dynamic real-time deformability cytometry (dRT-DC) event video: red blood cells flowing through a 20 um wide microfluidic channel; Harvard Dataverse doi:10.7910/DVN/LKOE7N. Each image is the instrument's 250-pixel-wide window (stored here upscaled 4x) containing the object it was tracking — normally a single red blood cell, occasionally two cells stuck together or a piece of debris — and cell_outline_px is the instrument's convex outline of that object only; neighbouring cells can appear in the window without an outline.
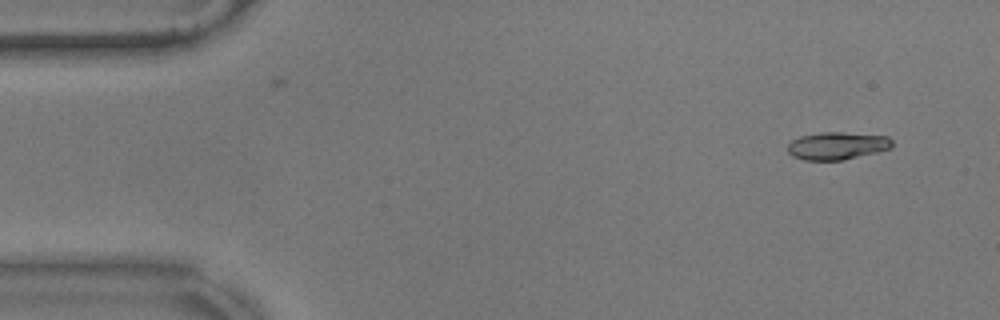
{"species": "common noctule bat (a hibernating species)", "species_latin": "Nyctalus noctula", "temperature_condition": "warm", "stored_images_in_passage": 54, "camera_frame_rate_fps": 3000, "um_per_image_px": 0.085, "animal": {"sex": "male", "body_mass_g": 17.9}, "frame": {"image": 1, "passage_image": 2, "time_ms": 0.333, "image_size_px": [1000, 320], "cell_outline_px": [[892, 148], [844, 160], [804, 160], [792, 156], [788, 152], [788, 144], [792, 140], [800, 136], [820, 132], [844, 132], [888, 136], [892, 140]], "centroid_in_image_um": [71.15, 12.39], "position_along_channel_um": 13.8, "area_um2": 16.88}}
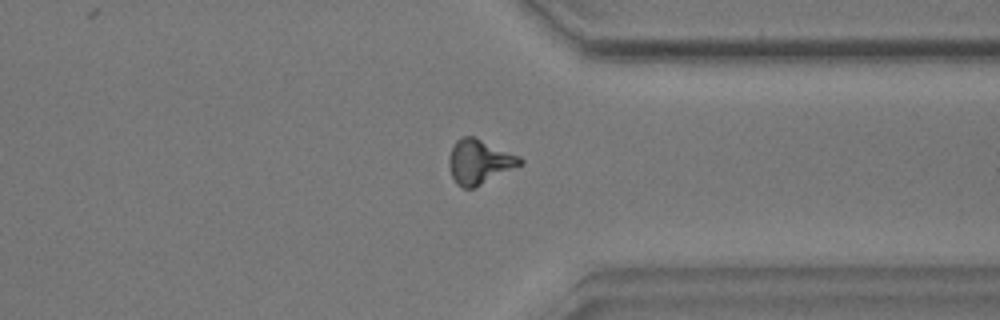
{"frame": {"image": 2, "passage_image": 41, "time_ms": 13.333, "image_size_px": [1000, 320], "cell_outline_px": [[524, 164], [472, 188], [464, 188], [456, 184], [452, 176], [448, 164], [448, 156], [456, 140], [464, 136], [472, 136], [520, 156], [524, 160]], "centroid_in_image_um": [40.74, 13.75], "position_along_channel_um": 370.7, "area_um2": 18.26}}
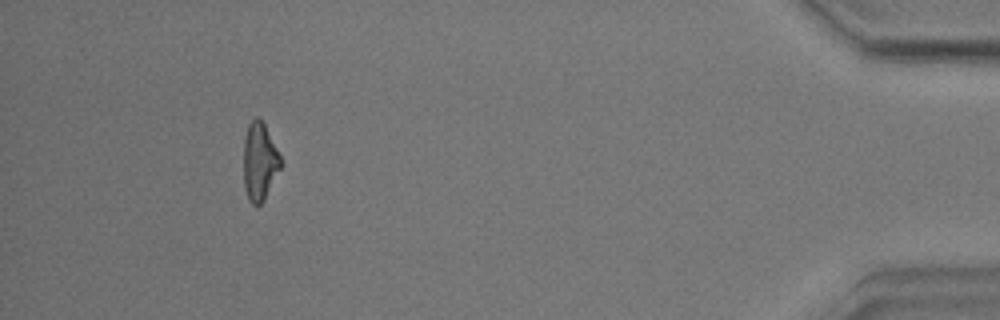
{"frame": {"image": 3, "passage_image": 50, "time_ms": 16.333, "image_size_px": [1000, 320], "cell_outline_px": [[280, 168], [264, 200], [260, 204], [252, 204], [248, 200], [244, 188], [244, 136], [248, 124], [256, 116], [264, 124], [280, 156]], "centroid_in_image_um": [22.03, 13.74], "position_along_channel_um": 413.2, "area_um2": 16.53}, "authors_computed_cell_mechanics": {"area_um2": 17.2822, "velocity_mm_per_s": 3.5381, "shape_relaxation_time_tau1_ms": 8.7293, "shape_relaxation_time_tau2_ms": 1.597, "deformation_change_tau1": 0.2487, "deformation_change_tau2": 0.0746}}